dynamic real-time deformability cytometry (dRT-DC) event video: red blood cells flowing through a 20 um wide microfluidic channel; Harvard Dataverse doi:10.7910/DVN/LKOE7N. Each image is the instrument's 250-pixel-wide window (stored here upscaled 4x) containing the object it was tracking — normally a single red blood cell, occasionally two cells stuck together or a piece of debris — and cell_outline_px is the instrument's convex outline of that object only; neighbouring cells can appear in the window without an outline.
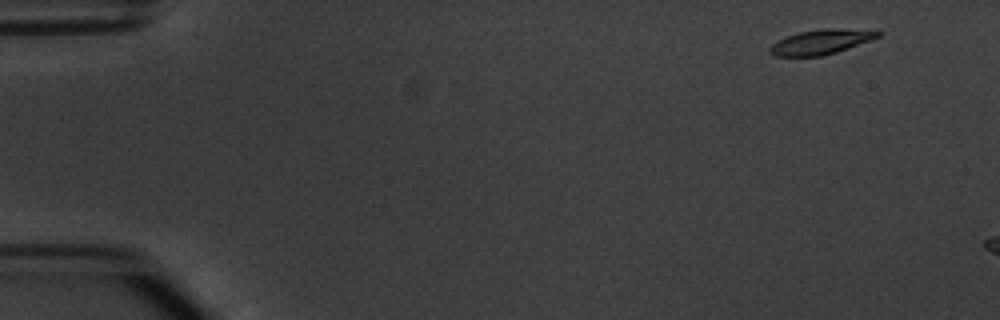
{"species": "common noctule bat (a hibernating species)", "species_latin": "Nyctalus noctula", "temperature_condition": "warm", "stored_images_in_passage": 3, "camera_frame_rate_fps": 3000, "um_per_image_px": 0.085, "animal": {"sex": "male", "body_mass_g": 20.1, "forearm_length_mm": 53.5}, "frame": {"image": 1, "passage_image": 1, "time_ms": 0.0, "image_size_px": [1000, 320], "cell_outline_px": [[880, 36], [872, 40], [836, 52], [820, 56], [776, 56], [768, 52], [768, 48], [772, 44], [788, 36], [800, 32], [824, 28], [840, 28], [880, 32]], "centroid_in_image_um": [69.76, 3.57], "position_along_channel_um": 15.2, "area_um2": 15.32}}